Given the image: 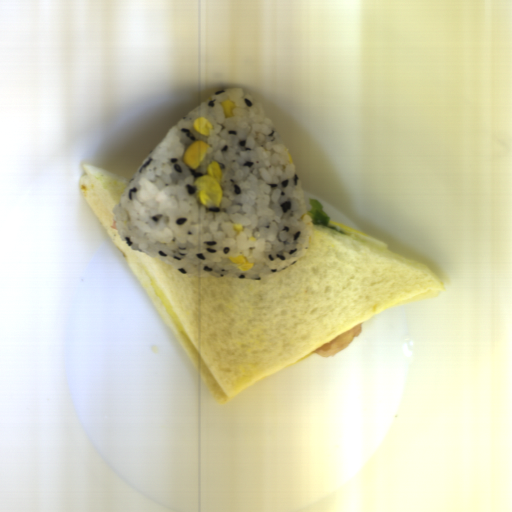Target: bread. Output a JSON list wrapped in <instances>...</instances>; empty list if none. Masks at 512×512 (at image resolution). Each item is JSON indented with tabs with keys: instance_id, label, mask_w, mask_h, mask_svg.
I'll return each mask as SVG.
<instances>
[{
	"instance_id": "obj_1",
	"label": "bread",
	"mask_w": 512,
	"mask_h": 512,
	"mask_svg": "<svg viewBox=\"0 0 512 512\" xmlns=\"http://www.w3.org/2000/svg\"><path fill=\"white\" fill-rule=\"evenodd\" d=\"M79 192L121 251L218 405L312 355L382 310L443 294L426 264L333 229L261 279L193 277L130 247L113 211L131 180L84 166Z\"/></svg>"
}]
</instances>
